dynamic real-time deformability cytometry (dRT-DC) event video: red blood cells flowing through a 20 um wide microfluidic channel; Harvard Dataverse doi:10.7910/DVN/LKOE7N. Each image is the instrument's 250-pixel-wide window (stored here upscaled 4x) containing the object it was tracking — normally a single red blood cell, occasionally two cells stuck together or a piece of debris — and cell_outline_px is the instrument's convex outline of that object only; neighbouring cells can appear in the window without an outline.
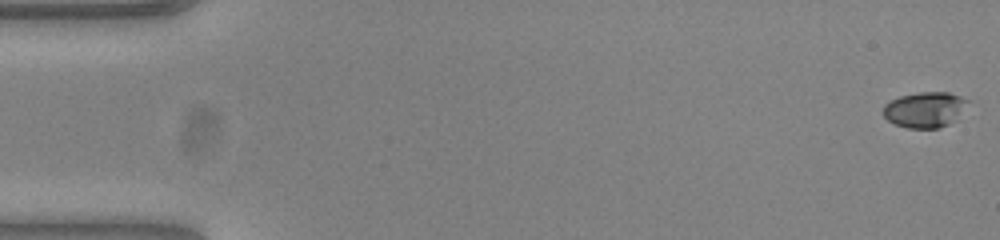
{"species": "common noctule bat (a hibernating species)", "species_latin": "Nyctalus noctula", "temperature_condition": "warm", "stored_images_in_passage": 54, "camera_frame_rate_fps": 3000, "um_per_image_px": 0.085, "animal": {"sex": "female", "body_mass_g": 23.0, "forearm_length_mm": 53.4}, "frame": {"image": 1, "passage_image": 1, "time_ms": 0.0, "image_size_px": [1000, 240], "cell_outline_px": [[968, 100], [956, 120], [940, 128], [908, 128], [896, 124], [888, 120], [884, 116], [884, 104], [900, 96], [920, 92], [948, 92], [960, 96]], "centroid_in_image_um": [78.6, 9.32], "position_along_channel_um": 6.4, "area_um2": 17.28}}
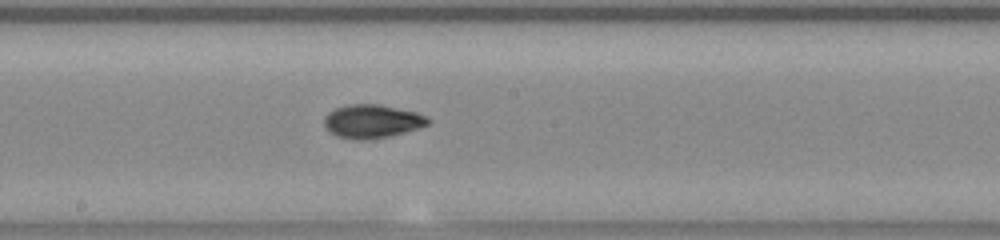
{"frame": {"image": 2, "passage_image": 29, "time_ms": 9.333, "image_size_px": [1000, 240], "cell_outline_px": [[432, 120], [428, 124], [420, 128], [388, 136], [368, 140], [356, 140], [336, 136], [328, 132], [324, 124], [324, 116], [328, 112], [336, 108], [348, 104], [380, 104], [416, 112]], "centroid_in_image_um": [31.6, 10.31], "position_along_channel_um": 216.6, "area_um2": 20.4}}
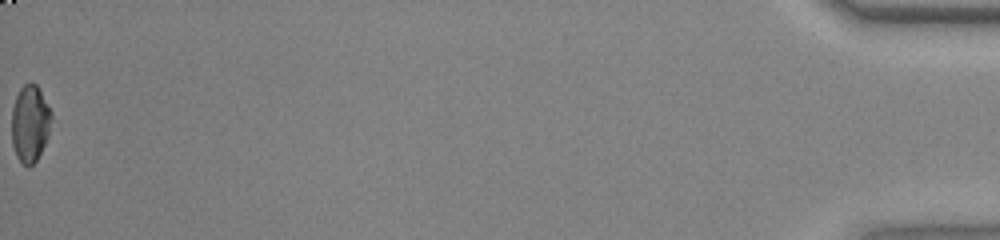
{"frame": {"image": 3, "passage_image": 54, "time_ms": 17.667, "image_size_px": [1000, 240], "cell_outline_px": [[52, 116], [48, 136], [36, 160], [28, 168], [16, 156], [12, 144], [12, 108], [16, 96], [20, 88], [24, 84], [36, 84], [52, 112]], "centroid_in_image_um": [2.54, 10.5], "position_along_channel_um": 432.7, "area_um2": 17.63}, "authors_computed_cell_mechanics": {"area_um2": 19.1896, "velocity_mm_per_s": 3.8626, "shape_relaxation_time_tau1_ms": 4.3854, "shape_relaxation_time_tau2_ms": 2.0303, "deformation_change_tau1": 0.1751, "deformation_change_tau2": 0.0574}}